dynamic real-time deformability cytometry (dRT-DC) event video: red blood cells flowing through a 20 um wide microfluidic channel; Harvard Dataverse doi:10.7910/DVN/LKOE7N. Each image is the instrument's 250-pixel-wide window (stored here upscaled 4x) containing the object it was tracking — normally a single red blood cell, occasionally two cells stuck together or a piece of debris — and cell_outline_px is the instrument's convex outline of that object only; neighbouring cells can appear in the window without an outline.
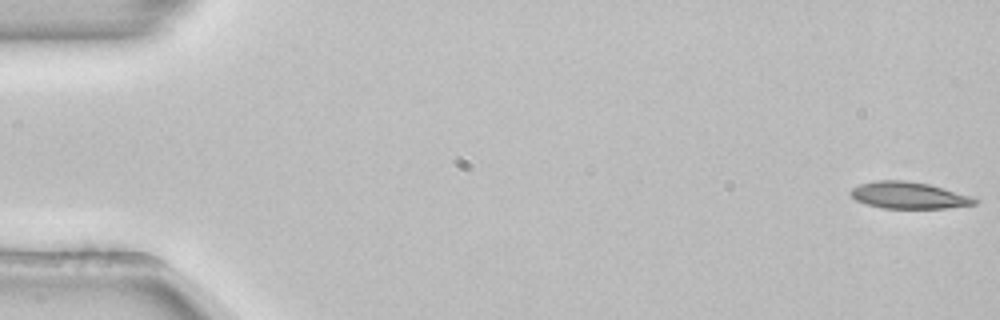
{"species": "common noctule bat (a hibernating species)", "species_latin": "Nyctalus noctula", "temperature_condition": "room temperature", "stored_images_in_passage": 53, "camera_frame_rate_fps": 3000, "um_per_image_px": 0.085, "animal": {"sex": "female", "body_mass_g": 22.7, "forearm_length_mm": 54.2}, "frame": {"image": 1, "passage_image": 1, "time_ms": 0.0, "image_size_px": [1000, 320], "cell_outline_px": [[980, 200], [976, 204], [944, 208], [884, 208], [868, 204], [856, 200], [848, 192], [852, 188], [860, 184], [876, 180], [908, 180], [928, 184], [980, 196]], "centroid_in_image_um": [77.36, 16.59], "position_along_channel_um": 7.6, "area_um2": 19.71}}
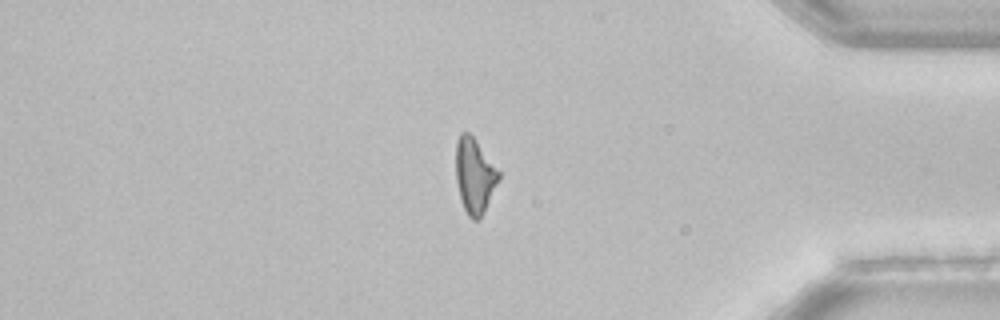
{"frame": {"image": 2, "passage_image": 45, "time_ms": 14.667, "image_size_px": [1000, 320], "cell_outline_px": [[500, 180], [484, 212], [476, 220], [472, 220], [468, 216], [464, 208], [460, 196], [456, 180], [456, 140], [460, 132], [468, 132], [472, 136], [500, 172]], "centroid_in_image_um": [40.34, 14.94], "position_along_channel_um": 394.9, "area_um2": 18.61}}
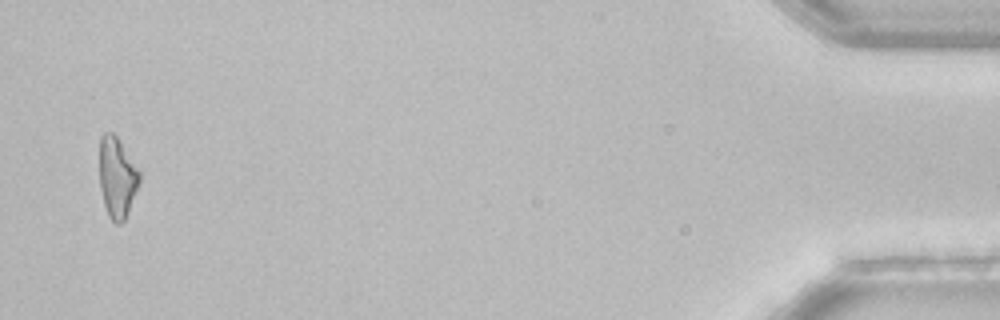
{"frame": {"image": 3, "passage_image": 52, "time_ms": 17.0, "image_size_px": [1000, 320], "cell_outline_px": [[140, 180], [128, 212], [124, 220], [120, 224], [116, 224], [108, 216], [104, 204], [100, 188], [100, 136], [104, 132], [112, 132], [120, 140], [140, 172]], "centroid_in_image_um": [9.94, 15.07], "position_along_channel_um": 425.3, "area_um2": 18.67}, "authors_computed_cell_mechanics": {"area_um2": 19.7676, "velocity_mm_per_s": 3.8768, "shape_relaxation_time_tau1_ms": 6.7652, "shape_relaxation_time_tau2_ms": null, "deformation_change_tau1": 0.1759, "deformation_change_tau2": null}}